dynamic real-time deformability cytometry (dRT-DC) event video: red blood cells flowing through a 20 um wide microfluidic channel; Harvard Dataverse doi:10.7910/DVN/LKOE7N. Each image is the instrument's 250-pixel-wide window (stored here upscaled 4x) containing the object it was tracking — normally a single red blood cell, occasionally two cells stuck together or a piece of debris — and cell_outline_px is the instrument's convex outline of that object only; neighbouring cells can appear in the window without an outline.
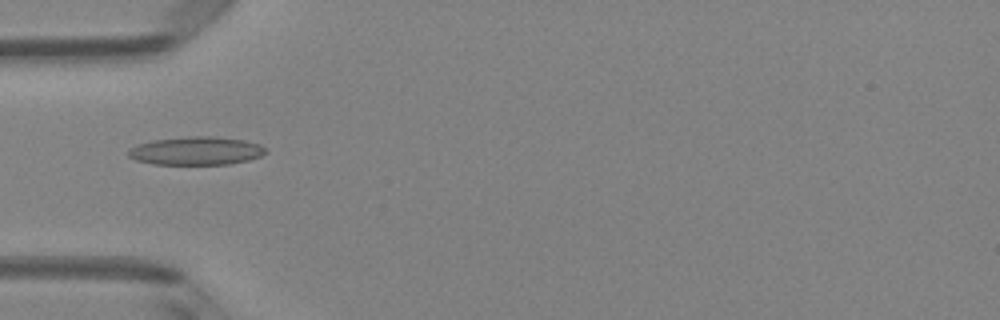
{"species": "Egyptian fruit bat (a non-hibernating species)", "species_latin": "Rousettus aegyptiacus", "temperature_condition": "room temperature", "stored_images_in_passage": 6, "camera_frame_rate_fps": 3000, "um_per_image_px": 0.085, "animal": {"sex": "female"}, "frame": {"image": 1, "passage_image": 5, "time_ms": 1.333, "image_size_px": [1000, 320], "cell_outline_px": [[268, 152], [260, 156], [248, 160], [228, 164], [152, 164], [136, 160], [128, 156], [128, 152], [136, 144], [152, 140], [192, 136], [212, 136], [244, 140], [260, 144]], "centroid_in_image_um": [16.67, 12.82], "position_along_channel_um": 68.3, "area_um2": 22.54}}
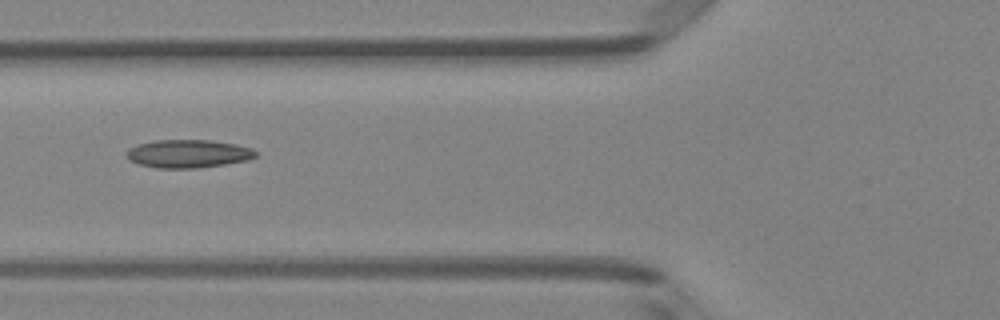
{"frame": {"image": 2, "passage_image": 6, "time_ms": 1.667, "image_size_px": [1000, 320], "cell_outline_px": [[256, 156], [248, 160], [224, 164], [196, 168], [156, 168], [140, 164], [128, 160], [128, 148], [140, 144], [156, 140], [208, 140], [232, 144], [252, 148], [256, 152]], "centroid_in_image_um": [15.99, 13.07], "position_along_channel_um": 109.8, "area_um2": 20.87}}